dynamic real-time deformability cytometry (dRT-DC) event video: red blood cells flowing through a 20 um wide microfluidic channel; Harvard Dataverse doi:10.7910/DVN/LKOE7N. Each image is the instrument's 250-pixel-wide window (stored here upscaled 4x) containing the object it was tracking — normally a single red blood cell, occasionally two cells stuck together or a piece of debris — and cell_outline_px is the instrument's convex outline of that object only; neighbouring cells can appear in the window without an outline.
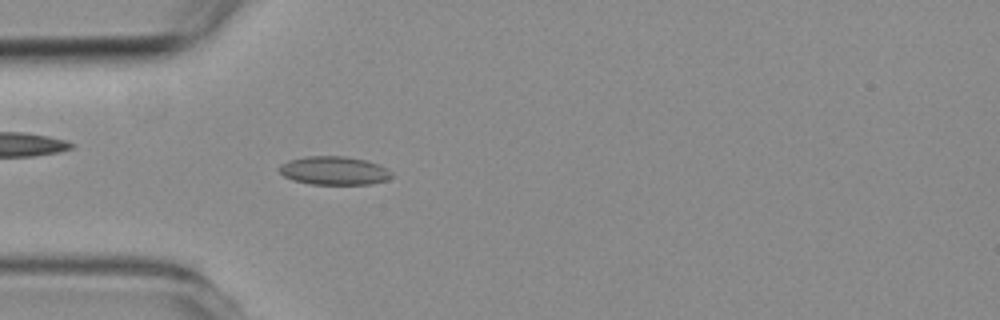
{"species": "common noctule bat (a hibernating species)", "species_latin": "Nyctalus noctula", "temperature_condition": "room temperature", "stored_images_in_passage": 4, "camera_frame_rate_fps": 3000, "um_per_image_px": 0.085, "animal": {"sex": "female", "body_mass_g": 19.3, "forearm_length_mm": 54.1}, "frame": {"image": 1, "passage_image": 4, "time_ms": 4.0, "image_size_px": [1000, 320], "cell_outline_px": [[392, 176], [388, 180], [368, 184], [312, 184], [292, 180], [284, 176], [276, 168], [280, 164], [288, 160], [304, 156], [344, 156], [368, 160], [380, 164], [388, 168], [392, 172]], "centroid_in_image_um": [28.4, 14.49], "position_along_channel_um": 56.6, "area_um2": 18.96}}